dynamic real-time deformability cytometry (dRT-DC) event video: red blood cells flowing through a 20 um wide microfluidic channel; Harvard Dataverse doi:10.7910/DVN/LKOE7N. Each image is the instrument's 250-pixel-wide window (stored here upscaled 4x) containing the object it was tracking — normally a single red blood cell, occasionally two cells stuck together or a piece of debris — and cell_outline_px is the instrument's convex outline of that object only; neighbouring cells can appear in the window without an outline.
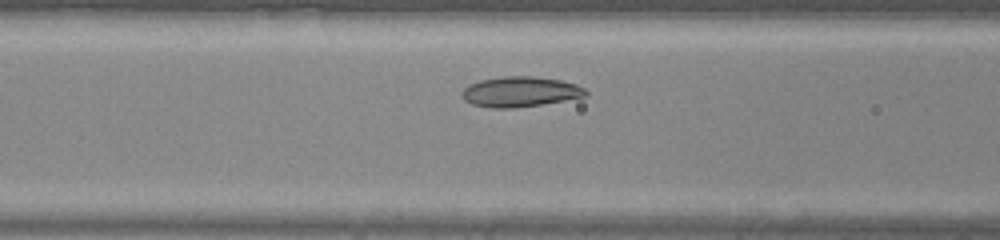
{"species": "common noctule bat (a hibernating species)", "species_latin": "Nyctalus noctula", "temperature_condition": "warm", "stored_images_in_passage": 29, "camera_frame_rate_fps": 3000, "um_per_image_px": 0.085, "animal": {"sex": "male", "body_mass_g": 20.0, "forearm_length_mm": 53.3}, "frame": {"image": 1, "passage_image": 9, "time_ms": 2.667, "image_size_px": [1000, 240], "cell_outline_px": [[588, 96], [540, 104], [512, 108], [488, 108], [472, 104], [464, 100], [460, 96], [460, 92], [468, 84], [480, 80], [504, 76], [532, 76], [560, 80], [576, 84], [584, 88], [588, 92]], "centroid_in_image_um": [44.17, 7.8], "position_along_channel_um": 122.4, "area_um2": 21.91}}
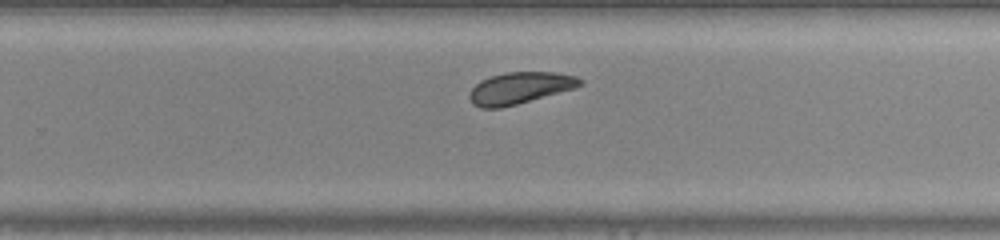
{"frame": {"image": 2, "passage_image": 20, "time_ms": 6.333, "image_size_px": [1000, 240], "cell_outline_px": [[584, 84], [576, 88], [516, 104], [500, 108], [480, 108], [472, 104], [468, 96], [468, 92], [480, 80], [492, 76], [508, 72], [552, 72], [576, 76], [584, 80]], "centroid_in_image_um": [44.18, 7.48], "position_along_channel_um": 285.6, "area_um2": 20.46}}
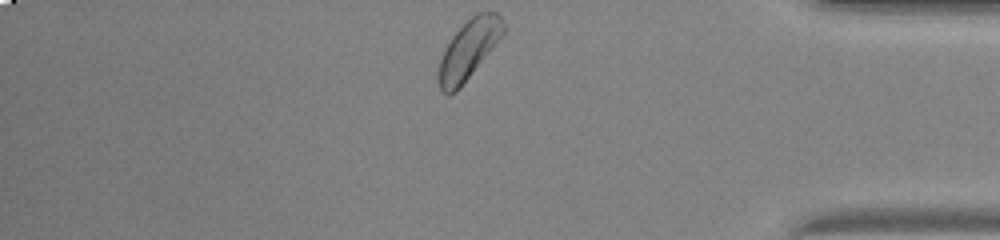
{"frame": {"image": 3, "passage_image": 29, "time_ms": 9.333, "image_size_px": [1000, 240], "cell_outline_px": [[508, 28], [460, 88], [456, 92], [448, 96], [440, 88], [436, 76], [436, 72], [440, 60], [452, 36], [476, 12], [496, 12], [500, 16]], "centroid_in_image_um": [39.83, 4.22], "position_along_channel_um": 395.4, "area_um2": 22.2}}